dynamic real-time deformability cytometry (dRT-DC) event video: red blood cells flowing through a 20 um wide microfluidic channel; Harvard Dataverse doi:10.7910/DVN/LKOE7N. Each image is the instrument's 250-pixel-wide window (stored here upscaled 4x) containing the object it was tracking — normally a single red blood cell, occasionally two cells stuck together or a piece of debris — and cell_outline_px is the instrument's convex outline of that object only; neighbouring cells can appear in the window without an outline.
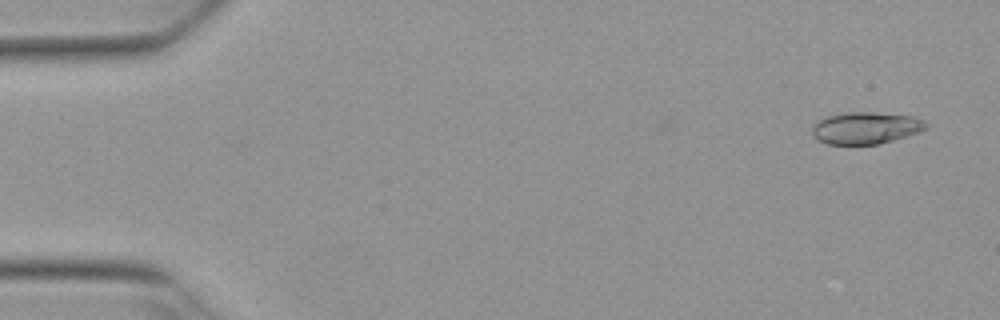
{"species": "Egyptian fruit bat (a non-hibernating species)", "species_latin": "Rousettus aegyptiacus", "temperature_condition": "warm", "stored_images_in_passage": 51, "camera_frame_rate_fps": 3000, "um_per_image_px": 0.085, "animal": {"sex": "female"}, "frame": {"image": 1, "passage_image": 1, "time_ms": 0.0, "image_size_px": [1000, 320], "cell_outline_px": [[928, 128], [920, 132], [880, 144], [828, 144], [820, 140], [812, 132], [812, 124], [828, 116], [844, 112], [872, 112], [912, 116], [924, 120], [928, 124]], "centroid_in_image_um": [73.63, 10.87], "position_along_channel_um": 11.4, "area_um2": 21.15}}
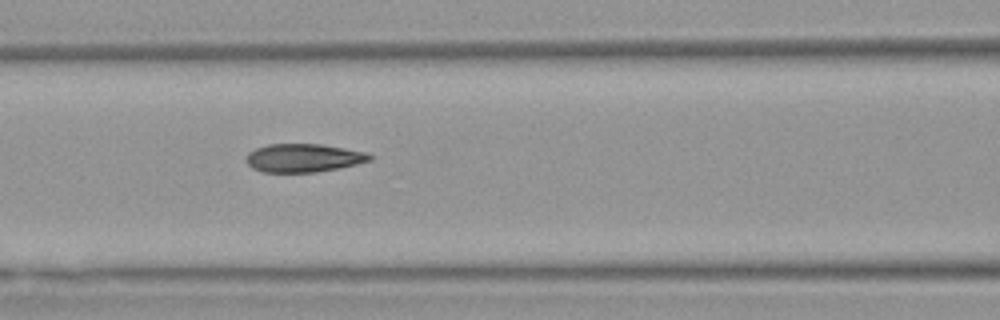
{"frame": {"image": 2, "passage_image": 21, "time_ms": 6.667, "image_size_px": [1000, 320], "cell_outline_px": [[372, 160], [340, 168], [316, 172], [260, 172], [252, 168], [244, 160], [244, 156], [248, 152], [256, 148], [268, 144], [320, 144], [344, 148], [364, 152], [372, 156]], "centroid_in_image_um": [25.74, 13.43], "position_along_channel_um": 140.9, "area_um2": 20.52}}
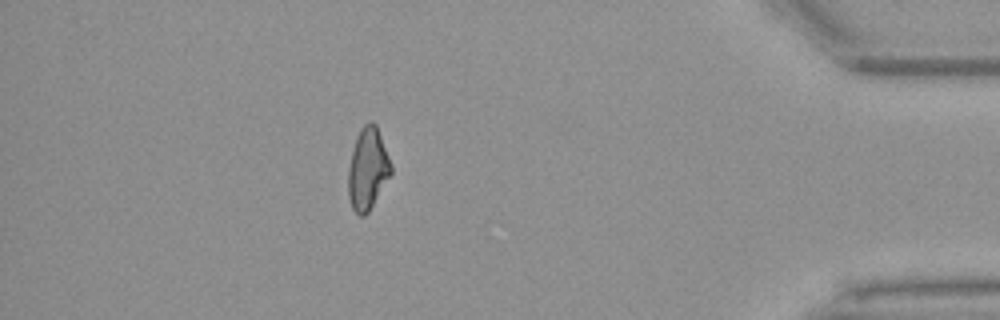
{"frame": {"image": 3, "passage_image": 45, "time_ms": 14.667, "image_size_px": [1000, 320], "cell_outline_px": [[392, 172], [368, 212], [364, 216], [360, 216], [352, 208], [348, 196], [348, 172], [352, 152], [356, 136], [360, 128], [368, 120], [372, 120], [376, 124], [392, 164]], "centroid_in_image_um": [31.25, 14.32], "position_along_channel_um": 403.9, "area_um2": 20.35}, "authors_computed_cell_mechanics": {"area_um2": 20.808, "velocity_mm_per_s": 3.8619, "shape_relaxation_time_tau1_ms": null, "shape_relaxation_time_tau2_ms": 3.0481, "deformation_change_tau1": null, "deformation_change_tau2": 0.0896}}